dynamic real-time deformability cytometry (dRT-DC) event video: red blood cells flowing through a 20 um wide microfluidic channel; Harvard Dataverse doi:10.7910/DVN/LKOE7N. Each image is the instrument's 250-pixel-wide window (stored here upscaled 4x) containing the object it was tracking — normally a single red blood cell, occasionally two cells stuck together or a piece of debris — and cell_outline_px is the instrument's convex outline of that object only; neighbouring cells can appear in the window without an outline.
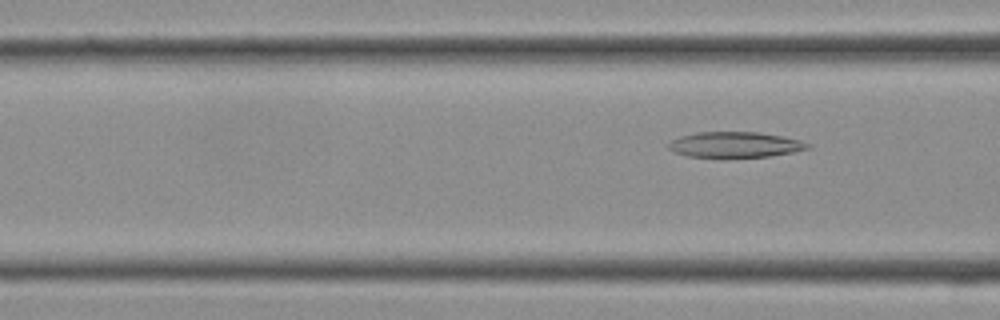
{"species": "Egyptian fruit bat (a non-hibernating species)", "species_latin": "Rousettus aegyptiacus", "temperature_condition": "cold", "stored_images_in_passage": 6, "segment_of_instrument_passage": [2, 2], "camera_frame_rate_fps": 3000, "um_per_image_px": 0.085, "frame": {"image": 1, "passage_image": 6, "time_ms": 1.667, "image_size_px": [1000, 320], "cell_outline_px": [[812, 148], [772, 156], [724, 160], [688, 156], [672, 152], [668, 148], [668, 144], [672, 140], [680, 136], [696, 132], [760, 132], [784, 136], [800, 140], [812, 144]], "centroid_in_image_um": [62.48, 12.34], "position_along_channel_um": 104.1, "area_um2": 21.85}}